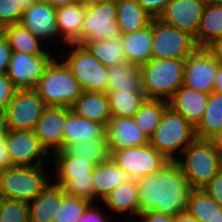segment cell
<instances>
[{
    "instance_id": "28",
    "label": "cell",
    "mask_w": 222,
    "mask_h": 222,
    "mask_svg": "<svg viewBox=\"0 0 222 222\" xmlns=\"http://www.w3.org/2000/svg\"><path fill=\"white\" fill-rule=\"evenodd\" d=\"M2 34L7 39L12 52H21L29 55H52L51 48L46 47L43 42L33 35L21 23L3 27ZM50 51V52H49Z\"/></svg>"
},
{
    "instance_id": "29",
    "label": "cell",
    "mask_w": 222,
    "mask_h": 222,
    "mask_svg": "<svg viewBox=\"0 0 222 222\" xmlns=\"http://www.w3.org/2000/svg\"><path fill=\"white\" fill-rule=\"evenodd\" d=\"M219 38H222V2L207 0L197 33V47L205 48Z\"/></svg>"
},
{
    "instance_id": "18",
    "label": "cell",
    "mask_w": 222,
    "mask_h": 222,
    "mask_svg": "<svg viewBox=\"0 0 222 222\" xmlns=\"http://www.w3.org/2000/svg\"><path fill=\"white\" fill-rule=\"evenodd\" d=\"M20 23L43 43L59 39L56 9L44 0H37L25 9Z\"/></svg>"
},
{
    "instance_id": "21",
    "label": "cell",
    "mask_w": 222,
    "mask_h": 222,
    "mask_svg": "<svg viewBox=\"0 0 222 222\" xmlns=\"http://www.w3.org/2000/svg\"><path fill=\"white\" fill-rule=\"evenodd\" d=\"M208 99L209 94L182 85L169 100V106L196 127L203 117Z\"/></svg>"
},
{
    "instance_id": "17",
    "label": "cell",
    "mask_w": 222,
    "mask_h": 222,
    "mask_svg": "<svg viewBox=\"0 0 222 222\" xmlns=\"http://www.w3.org/2000/svg\"><path fill=\"white\" fill-rule=\"evenodd\" d=\"M66 117L67 107L47 106L34 127L35 135L50 155L63 150Z\"/></svg>"
},
{
    "instance_id": "37",
    "label": "cell",
    "mask_w": 222,
    "mask_h": 222,
    "mask_svg": "<svg viewBox=\"0 0 222 222\" xmlns=\"http://www.w3.org/2000/svg\"><path fill=\"white\" fill-rule=\"evenodd\" d=\"M63 150L70 156L84 158L95 165L108 162L112 156L108 140L82 141L67 145Z\"/></svg>"
},
{
    "instance_id": "7",
    "label": "cell",
    "mask_w": 222,
    "mask_h": 222,
    "mask_svg": "<svg viewBox=\"0 0 222 222\" xmlns=\"http://www.w3.org/2000/svg\"><path fill=\"white\" fill-rule=\"evenodd\" d=\"M45 167L10 166L1 171L0 198L31 202L51 182Z\"/></svg>"
},
{
    "instance_id": "36",
    "label": "cell",
    "mask_w": 222,
    "mask_h": 222,
    "mask_svg": "<svg viewBox=\"0 0 222 222\" xmlns=\"http://www.w3.org/2000/svg\"><path fill=\"white\" fill-rule=\"evenodd\" d=\"M168 107L169 101L146 99L133 119L137 126L150 138L154 134L164 111Z\"/></svg>"
},
{
    "instance_id": "49",
    "label": "cell",
    "mask_w": 222,
    "mask_h": 222,
    "mask_svg": "<svg viewBox=\"0 0 222 222\" xmlns=\"http://www.w3.org/2000/svg\"><path fill=\"white\" fill-rule=\"evenodd\" d=\"M7 146L5 141H0V172L10 167Z\"/></svg>"
},
{
    "instance_id": "9",
    "label": "cell",
    "mask_w": 222,
    "mask_h": 222,
    "mask_svg": "<svg viewBox=\"0 0 222 222\" xmlns=\"http://www.w3.org/2000/svg\"><path fill=\"white\" fill-rule=\"evenodd\" d=\"M152 36V58L155 59H185L197 48L192 36L158 18L152 19Z\"/></svg>"
},
{
    "instance_id": "38",
    "label": "cell",
    "mask_w": 222,
    "mask_h": 222,
    "mask_svg": "<svg viewBox=\"0 0 222 222\" xmlns=\"http://www.w3.org/2000/svg\"><path fill=\"white\" fill-rule=\"evenodd\" d=\"M91 202L87 199L67 195L63 191L62 204L53 222H77Z\"/></svg>"
},
{
    "instance_id": "8",
    "label": "cell",
    "mask_w": 222,
    "mask_h": 222,
    "mask_svg": "<svg viewBox=\"0 0 222 222\" xmlns=\"http://www.w3.org/2000/svg\"><path fill=\"white\" fill-rule=\"evenodd\" d=\"M69 52L61 58L79 83L82 91L108 92L107 67L102 65L87 49L79 43L66 44Z\"/></svg>"
},
{
    "instance_id": "3",
    "label": "cell",
    "mask_w": 222,
    "mask_h": 222,
    "mask_svg": "<svg viewBox=\"0 0 222 222\" xmlns=\"http://www.w3.org/2000/svg\"><path fill=\"white\" fill-rule=\"evenodd\" d=\"M60 58L61 56H56L51 60L34 90L46 106L70 108L82 89L72 71Z\"/></svg>"
},
{
    "instance_id": "23",
    "label": "cell",
    "mask_w": 222,
    "mask_h": 222,
    "mask_svg": "<svg viewBox=\"0 0 222 222\" xmlns=\"http://www.w3.org/2000/svg\"><path fill=\"white\" fill-rule=\"evenodd\" d=\"M85 11L86 7L79 2L56 9L57 32L63 45L82 43V25Z\"/></svg>"
},
{
    "instance_id": "40",
    "label": "cell",
    "mask_w": 222,
    "mask_h": 222,
    "mask_svg": "<svg viewBox=\"0 0 222 222\" xmlns=\"http://www.w3.org/2000/svg\"><path fill=\"white\" fill-rule=\"evenodd\" d=\"M23 11L17 0H0V30L21 22Z\"/></svg>"
},
{
    "instance_id": "26",
    "label": "cell",
    "mask_w": 222,
    "mask_h": 222,
    "mask_svg": "<svg viewBox=\"0 0 222 222\" xmlns=\"http://www.w3.org/2000/svg\"><path fill=\"white\" fill-rule=\"evenodd\" d=\"M138 182L131 179L108 193L102 200L103 204L113 212L121 215L127 213L134 220L139 213Z\"/></svg>"
},
{
    "instance_id": "6",
    "label": "cell",
    "mask_w": 222,
    "mask_h": 222,
    "mask_svg": "<svg viewBox=\"0 0 222 222\" xmlns=\"http://www.w3.org/2000/svg\"><path fill=\"white\" fill-rule=\"evenodd\" d=\"M176 162L192 189H202L221 170L220 154L207 139L196 138Z\"/></svg>"
},
{
    "instance_id": "27",
    "label": "cell",
    "mask_w": 222,
    "mask_h": 222,
    "mask_svg": "<svg viewBox=\"0 0 222 222\" xmlns=\"http://www.w3.org/2000/svg\"><path fill=\"white\" fill-rule=\"evenodd\" d=\"M95 196L99 200L114 190L116 187L131 180L129 175L112 160L95 165L92 175Z\"/></svg>"
},
{
    "instance_id": "53",
    "label": "cell",
    "mask_w": 222,
    "mask_h": 222,
    "mask_svg": "<svg viewBox=\"0 0 222 222\" xmlns=\"http://www.w3.org/2000/svg\"><path fill=\"white\" fill-rule=\"evenodd\" d=\"M214 92L222 94V65L219 64L216 79H215V87Z\"/></svg>"
},
{
    "instance_id": "12",
    "label": "cell",
    "mask_w": 222,
    "mask_h": 222,
    "mask_svg": "<svg viewBox=\"0 0 222 222\" xmlns=\"http://www.w3.org/2000/svg\"><path fill=\"white\" fill-rule=\"evenodd\" d=\"M34 89L16 90L6 107L10 130H34L46 108Z\"/></svg>"
},
{
    "instance_id": "46",
    "label": "cell",
    "mask_w": 222,
    "mask_h": 222,
    "mask_svg": "<svg viewBox=\"0 0 222 222\" xmlns=\"http://www.w3.org/2000/svg\"><path fill=\"white\" fill-rule=\"evenodd\" d=\"M139 218L138 220H135L136 222H172L173 216L169 214L164 213H157L154 211H149L145 213H139L136 218ZM130 222V221H127Z\"/></svg>"
},
{
    "instance_id": "51",
    "label": "cell",
    "mask_w": 222,
    "mask_h": 222,
    "mask_svg": "<svg viewBox=\"0 0 222 222\" xmlns=\"http://www.w3.org/2000/svg\"><path fill=\"white\" fill-rule=\"evenodd\" d=\"M209 140L220 154L222 152V129L213 135Z\"/></svg>"
},
{
    "instance_id": "11",
    "label": "cell",
    "mask_w": 222,
    "mask_h": 222,
    "mask_svg": "<svg viewBox=\"0 0 222 222\" xmlns=\"http://www.w3.org/2000/svg\"><path fill=\"white\" fill-rule=\"evenodd\" d=\"M116 18V0L102 1L86 6L82 25V42L120 37L122 34Z\"/></svg>"
},
{
    "instance_id": "43",
    "label": "cell",
    "mask_w": 222,
    "mask_h": 222,
    "mask_svg": "<svg viewBox=\"0 0 222 222\" xmlns=\"http://www.w3.org/2000/svg\"><path fill=\"white\" fill-rule=\"evenodd\" d=\"M204 191L213 198L222 207V171L220 170L215 176L203 187Z\"/></svg>"
},
{
    "instance_id": "54",
    "label": "cell",
    "mask_w": 222,
    "mask_h": 222,
    "mask_svg": "<svg viewBox=\"0 0 222 222\" xmlns=\"http://www.w3.org/2000/svg\"><path fill=\"white\" fill-rule=\"evenodd\" d=\"M37 0H17L19 7L24 11L29 6H31L33 3H35Z\"/></svg>"
},
{
    "instance_id": "35",
    "label": "cell",
    "mask_w": 222,
    "mask_h": 222,
    "mask_svg": "<svg viewBox=\"0 0 222 222\" xmlns=\"http://www.w3.org/2000/svg\"><path fill=\"white\" fill-rule=\"evenodd\" d=\"M105 67L126 62L121 37L110 40H86L81 43Z\"/></svg>"
},
{
    "instance_id": "55",
    "label": "cell",
    "mask_w": 222,
    "mask_h": 222,
    "mask_svg": "<svg viewBox=\"0 0 222 222\" xmlns=\"http://www.w3.org/2000/svg\"><path fill=\"white\" fill-rule=\"evenodd\" d=\"M102 1H111V0H79V3H81L82 5L89 6L98 2H102Z\"/></svg>"
},
{
    "instance_id": "19",
    "label": "cell",
    "mask_w": 222,
    "mask_h": 222,
    "mask_svg": "<svg viewBox=\"0 0 222 222\" xmlns=\"http://www.w3.org/2000/svg\"><path fill=\"white\" fill-rule=\"evenodd\" d=\"M107 139L111 152L149 143L148 136L129 117H111L107 125Z\"/></svg>"
},
{
    "instance_id": "52",
    "label": "cell",
    "mask_w": 222,
    "mask_h": 222,
    "mask_svg": "<svg viewBox=\"0 0 222 222\" xmlns=\"http://www.w3.org/2000/svg\"><path fill=\"white\" fill-rule=\"evenodd\" d=\"M54 9L63 7L66 5H72L79 2V0H46Z\"/></svg>"
},
{
    "instance_id": "39",
    "label": "cell",
    "mask_w": 222,
    "mask_h": 222,
    "mask_svg": "<svg viewBox=\"0 0 222 222\" xmlns=\"http://www.w3.org/2000/svg\"><path fill=\"white\" fill-rule=\"evenodd\" d=\"M0 222H29L27 203L0 198Z\"/></svg>"
},
{
    "instance_id": "16",
    "label": "cell",
    "mask_w": 222,
    "mask_h": 222,
    "mask_svg": "<svg viewBox=\"0 0 222 222\" xmlns=\"http://www.w3.org/2000/svg\"><path fill=\"white\" fill-rule=\"evenodd\" d=\"M206 2L207 0H169L158 19L188 33L197 45V33Z\"/></svg>"
},
{
    "instance_id": "44",
    "label": "cell",
    "mask_w": 222,
    "mask_h": 222,
    "mask_svg": "<svg viewBox=\"0 0 222 222\" xmlns=\"http://www.w3.org/2000/svg\"><path fill=\"white\" fill-rule=\"evenodd\" d=\"M139 5L153 18H159L169 0H136Z\"/></svg>"
},
{
    "instance_id": "34",
    "label": "cell",
    "mask_w": 222,
    "mask_h": 222,
    "mask_svg": "<svg viewBox=\"0 0 222 222\" xmlns=\"http://www.w3.org/2000/svg\"><path fill=\"white\" fill-rule=\"evenodd\" d=\"M106 95L111 117L133 118L147 99L143 91H108Z\"/></svg>"
},
{
    "instance_id": "30",
    "label": "cell",
    "mask_w": 222,
    "mask_h": 222,
    "mask_svg": "<svg viewBox=\"0 0 222 222\" xmlns=\"http://www.w3.org/2000/svg\"><path fill=\"white\" fill-rule=\"evenodd\" d=\"M108 91H142L140 67L129 62H118L107 67Z\"/></svg>"
},
{
    "instance_id": "1",
    "label": "cell",
    "mask_w": 222,
    "mask_h": 222,
    "mask_svg": "<svg viewBox=\"0 0 222 222\" xmlns=\"http://www.w3.org/2000/svg\"><path fill=\"white\" fill-rule=\"evenodd\" d=\"M137 182L140 213L154 211L175 216L186 211L192 188L176 161H169Z\"/></svg>"
},
{
    "instance_id": "47",
    "label": "cell",
    "mask_w": 222,
    "mask_h": 222,
    "mask_svg": "<svg viewBox=\"0 0 222 222\" xmlns=\"http://www.w3.org/2000/svg\"><path fill=\"white\" fill-rule=\"evenodd\" d=\"M205 49L218 64L222 65V38L212 41Z\"/></svg>"
},
{
    "instance_id": "31",
    "label": "cell",
    "mask_w": 222,
    "mask_h": 222,
    "mask_svg": "<svg viewBox=\"0 0 222 222\" xmlns=\"http://www.w3.org/2000/svg\"><path fill=\"white\" fill-rule=\"evenodd\" d=\"M117 22L121 34H128L150 25L153 17L136 0H116Z\"/></svg>"
},
{
    "instance_id": "22",
    "label": "cell",
    "mask_w": 222,
    "mask_h": 222,
    "mask_svg": "<svg viewBox=\"0 0 222 222\" xmlns=\"http://www.w3.org/2000/svg\"><path fill=\"white\" fill-rule=\"evenodd\" d=\"M63 200V188L53 182L48 185L29 203V222H53Z\"/></svg>"
},
{
    "instance_id": "10",
    "label": "cell",
    "mask_w": 222,
    "mask_h": 222,
    "mask_svg": "<svg viewBox=\"0 0 222 222\" xmlns=\"http://www.w3.org/2000/svg\"><path fill=\"white\" fill-rule=\"evenodd\" d=\"M111 158L133 180L152 175L169 162L150 143L113 150Z\"/></svg>"
},
{
    "instance_id": "50",
    "label": "cell",
    "mask_w": 222,
    "mask_h": 222,
    "mask_svg": "<svg viewBox=\"0 0 222 222\" xmlns=\"http://www.w3.org/2000/svg\"><path fill=\"white\" fill-rule=\"evenodd\" d=\"M172 222H197V220L187 211H184L173 216Z\"/></svg>"
},
{
    "instance_id": "32",
    "label": "cell",
    "mask_w": 222,
    "mask_h": 222,
    "mask_svg": "<svg viewBox=\"0 0 222 222\" xmlns=\"http://www.w3.org/2000/svg\"><path fill=\"white\" fill-rule=\"evenodd\" d=\"M186 211L197 222H222V207L204 189H192Z\"/></svg>"
},
{
    "instance_id": "13",
    "label": "cell",
    "mask_w": 222,
    "mask_h": 222,
    "mask_svg": "<svg viewBox=\"0 0 222 222\" xmlns=\"http://www.w3.org/2000/svg\"><path fill=\"white\" fill-rule=\"evenodd\" d=\"M5 142L11 166L46 165L49 153L33 130H9Z\"/></svg>"
},
{
    "instance_id": "15",
    "label": "cell",
    "mask_w": 222,
    "mask_h": 222,
    "mask_svg": "<svg viewBox=\"0 0 222 222\" xmlns=\"http://www.w3.org/2000/svg\"><path fill=\"white\" fill-rule=\"evenodd\" d=\"M54 57L12 52L6 74L17 90L34 89Z\"/></svg>"
},
{
    "instance_id": "4",
    "label": "cell",
    "mask_w": 222,
    "mask_h": 222,
    "mask_svg": "<svg viewBox=\"0 0 222 222\" xmlns=\"http://www.w3.org/2000/svg\"><path fill=\"white\" fill-rule=\"evenodd\" d=\"M52 157L56 169L54 183L61 185L67 195L98 203L91 179L95 164L84 158L70 156L64 150L53 153Z\"/></svg>"
},
{
    "instance_id": "5",
    "label": "cell",
    "mask_w": 222,
    "mask_h": 222,
    "mask_svg": "<svg viewBox=\"0 0 222 222\" xmlns=\"http://www.w3.org/2000/svg\"><path fill=\"white\" fill-rule=\"evenodd\" d=\"M195 139V127L169 106L149 138V143L166 159L176 161Z\"/></svg>"
},
{
    "instance_id": "20",
    "label": "cell",
    "mask_w": 222,
    "mask_h": 222,
    "mask_svg": "<svg viewBox=\"0 0 222 222\" xmlns=\"http://www.w3.org/2000/svg\"><path fill=\"white\" fill-rule=\"evenodd\" d=\"M63 128V149L67 145L82 141L108 140L107 125L78 116L69 107H67V117Z\"/></svg>"
},
{
    "instance_id": "24",
    "label": "cell",
    "mask_w": 222,
    "mask_h": 222,
    "mask_svg": "<svg viewBox=\"0 0 222 222\" xmlns=\"http://www.w3.org/2000/svg\"><path fill=\"white\" fill-rule=\"evenodd\" d=\"M125 61L142 66L152 58V21L147 27L132 33L122 34Z\"/></svg>"
},
{
    "instance_id": "33",
    "label": "cell",
    "mask_w": 222,
    "mask_h": 222,
    "mask_svg": "<svg viewBox=\"0 0 222 222\" xmlns=\"http://www.w3.org/2000/svg\"><path fill=\"white\" fill-rule=\"evenodd\" d=\"M222 129V94L212 91L201 121L195 127V137L209 140Z\"/></svg>"
},
{
    "instance_id": "48",
    "label": "cell",
    "mask_w": 222,
    "mask_h": 222,
    "mask_svg": "<svg viewBox=\"0 0 222 222\" xmlns=\"http://www.w3.org/2000/svg\"><path fill=\"white\" fill-rule=\"evenodd\" d=\"M9 130L6 109H0V141L6 140Z\"/></svg>"
},
{
    "instance_id": "45",
    "label": "cell",
    "mask_w": 222,
    "mask_h": 222,
    "mask_svg": "<svg viewBox=\"0 0 222 222\" xmlns=\"http://www.w3.org/2000/svg\"><path fill=\"white\" fill-rule=\"evenodd\" d=\"M12 55L7 39L0 31V74L7 73L8 64Z\"/></svg>"
},
{
    "instance_id": "56",
    "label": "cell",
    "mask_w": 222,
    "mask_h": 222,
    "mask_svg": "<svg viewBox=\"0 0 222 222\" xmlns=\"http://www.w3.org/2000/svg\"><path fill=\"white\" fill-rule=\"evenodd\" d=\"M220 165H221V171H222V152L220 153Z\"/></svg>"
},
{
    "instance_id": "14",
    "label": "cell",
    "mask_w": 222,
    "mask_h": 222,
    "mask_svg": "<svg viewBox=\"0 0 222 222\" xmlns=\"http://www.w3.org/2000/svg\"><path fill=\"white\" fill-rule=\"evenodd\" d=\"M218 66L205 48L197 47L185 58L183 85L205 94L211 93Z\"/></svg>"
},
{
    "instance_id": "41",
    "label": "cell",
    "mask_w": 222,
    "mask_h": 222,
    "mask_svg": "<svg viewBox=\"0 0 222 222\" xmlns=\"http://www.w3.org/2000/svg\"><path fill=\"white\" fill-rule=\"evenodd\" d=\"M98 206H100L99 203L96 204L95 202L93 204V202H91L85 209L83 215L77 219V222H112L110 217L105 216L108 214H105V212L102 213V209Z\"/></svg>"
},
{
    "instance_id": "42",
    "label": "cell",
    "mask_w": 222,
    "mask_h": 222,
    "mask_svg": "<svg viewBox=\"0 0 222 222\" xmlns=\"http://www.w3.org/2000/svg\"><path fill=\"white\" fill-rule=\"evenodd\" d=\"M16 90L7 74H0V109H6Z\"/></svg>"
},
{
    "instance_id": "25",
    "label": "cell",
    "mask_w": 222,
    "mask_h": 222,
    "mask_svg": "<svg viewBox=\"0 0 222 222\" xmlns=\"http://www.w3.org/2000/svg\"><path fill=\"white\" fill-rule=\"evenodd\" d=\"M70 109L78 116L103 125H108L111 118L108 98L104 93L82 91Z\"/></svg>"
},
{
    "instance_id": "2",
    "label": "cell",
    "mask_w": 222,
    "mask_h": 222,
    "mask_svg": "<svg viewBox=\"0 0 222 222\" xmlns=\"http://www.w3.org/2000/svg\"><path fill=\"white\" fill-rule=\"evenodd\" d=\"M185 59L151 58L140 66L142 91L147 99L169 101L183 85Z\"/></svg>"
}]
</instances>
